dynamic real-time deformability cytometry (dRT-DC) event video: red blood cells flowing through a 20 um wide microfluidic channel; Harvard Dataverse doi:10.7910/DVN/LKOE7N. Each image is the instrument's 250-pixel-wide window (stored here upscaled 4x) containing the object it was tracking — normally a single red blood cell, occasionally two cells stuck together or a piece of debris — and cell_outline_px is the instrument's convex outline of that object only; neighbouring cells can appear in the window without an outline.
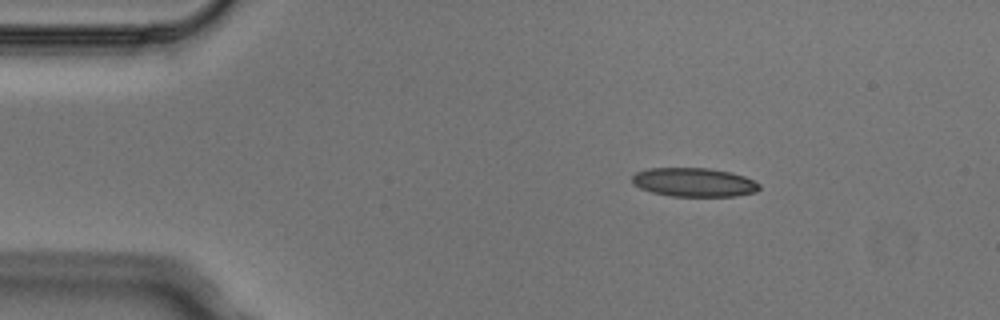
{"species": "Egyptian fruit bat (a non-hibernating species)", "species_latin": "Rousettus aegyptiacus", "temperature_condition": "cold", "stored_images_in_passage": 3, "camera_frame_rate_fps": 3000, "um_per_image_px": 0.085, "animal": {"sex": "male"}, "frame": {"image": 1, "passage_image": 1, "time_ms": 0.0, "image_size_px": [1000, 320], "cell_outline_px": [[760, 188], [756, 192], [736, 196], [672, 196], [652, 192], [640, 188], [632, 180], [632, 176], [636, 172], [648, 168], [708, 168], [732, 172], [744, 176], [760, 184]], "centroid_in_image_um": [59.01, 15.49], "position_along_channel_um": 26.0, "area_um2": 21.33}}
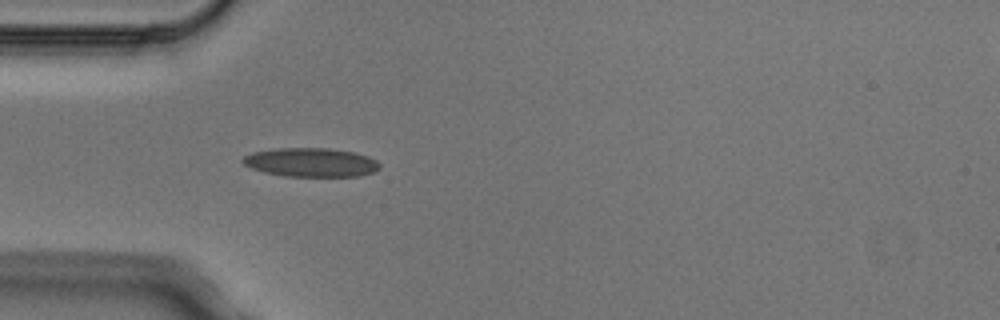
{"frame": {"image": 2, "passage_image": 3, "time_ms": 0.667, "image_size_px": [1000, 320], "cell_outline_px": [[380, 168], [372, 172], [360, 176], [284, 176], [264, 172], [252, 168], [244, 164], [240, 160], [244, 156], [252, 152], [276, 148], [328, 148], [356, 152], [368, 156], [376, 160], [380, 164]], "centroid_in_image_um": [26.43, 13.79], "position_along_channel_um": 58.6, "area_um2": 23.12}}